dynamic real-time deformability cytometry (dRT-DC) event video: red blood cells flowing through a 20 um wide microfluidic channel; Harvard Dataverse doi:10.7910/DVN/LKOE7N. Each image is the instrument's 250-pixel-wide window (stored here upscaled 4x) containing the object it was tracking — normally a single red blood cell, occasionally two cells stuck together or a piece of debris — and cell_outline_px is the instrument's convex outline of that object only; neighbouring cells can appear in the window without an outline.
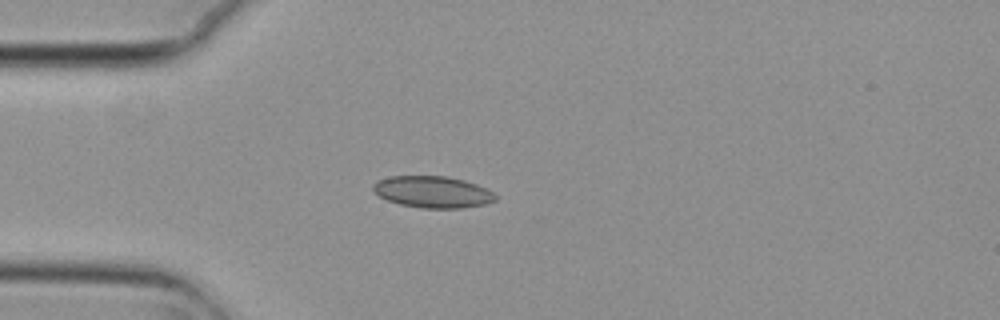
{"species": "common noctule bat (a hibernating species)", "species_latin": "Nyctalus noctula", "temperature_condition": "cold", "stored_images_in_passage": 4, "camera_frame_rate_fps": 3000, "um_per_image_px": 0.085, "animal": {"sex": "female", "body_mass_g": 29.2, "forearm_length_mm": 56.3}, "frame": {"image": 1, "passage_image": 4, "time_ms": 1.0, "image_size_px": [1000, 320], "cell_outline_px": [[496, 200], [484, 204], [464, 208], [420, 208], [400, 204], [388, 200], [372, 192], [372, 184], [376, 180], [388, 176], [448, 176], [464, 180], [488, 188], [496, 196]], "centroid_in_image_um": [36.75, 16.31], "position_along_channel_um": 48.3, "area_um2": 22.77}}